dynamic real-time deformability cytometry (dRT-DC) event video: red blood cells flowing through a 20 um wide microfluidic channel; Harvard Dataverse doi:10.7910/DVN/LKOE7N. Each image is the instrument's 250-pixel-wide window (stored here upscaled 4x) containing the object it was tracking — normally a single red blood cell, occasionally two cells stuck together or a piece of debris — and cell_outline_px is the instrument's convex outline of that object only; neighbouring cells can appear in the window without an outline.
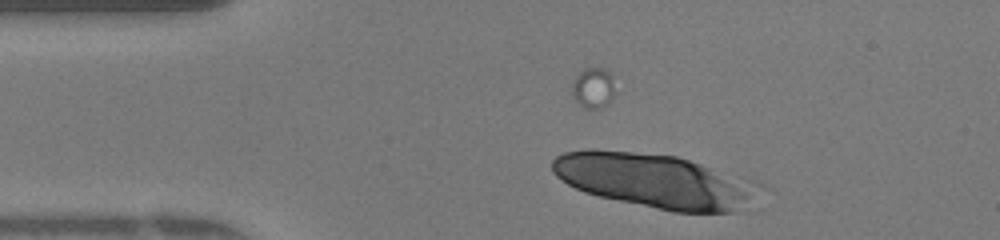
{"species": "human", "species_latin": "Homo sapiens", "temperature_condition": "warm", "stored_images_in_passage": 35, "camera_frame_rate_fps": 3000, "um_per_image_px": 0.085, "donor": {"sex": "female"}, "frame": {"image": 1, "passage_image": 2, "time_ms": 0.333, "image_size_px": [1000, 240], "cell_outline_px": [[772, 188], [732, 212], [676, 212], [600, 196], [584, 192], [568, 184], [556, 176], [552, 172], [552, 160], [556, 156], [564, 152], [588, 148], [592, 148], [676, 156], [752, 180], [764, 184]], "centroid_in_image_um": [55.71, 15.35], "position_along_channel_um": 29.3, "area_um2": 65.6}}